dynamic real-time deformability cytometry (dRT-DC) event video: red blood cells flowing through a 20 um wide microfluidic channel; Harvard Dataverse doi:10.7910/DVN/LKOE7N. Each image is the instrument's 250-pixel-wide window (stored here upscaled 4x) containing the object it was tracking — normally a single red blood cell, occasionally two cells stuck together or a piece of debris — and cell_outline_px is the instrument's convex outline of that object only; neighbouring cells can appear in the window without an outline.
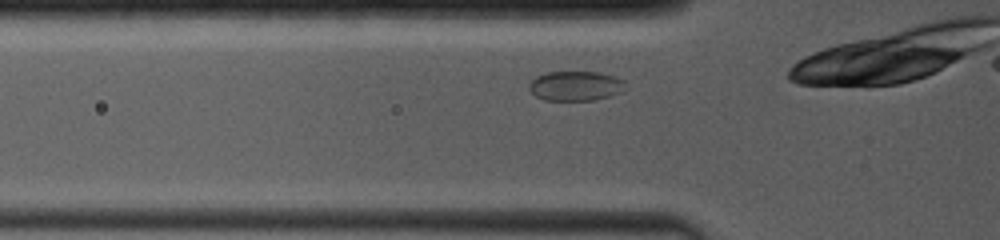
{"species": "common noctule bat (a hibernating species)", "species_latin": "Nyctalus noctula", "temperature_condition": "room temperature", "stored_images_in_passage": 23, "camera_frame_rate_fps": 4000, "um_per_image_px": 0.085, "animal": {"sex": "female", "body_mass_g": 19.0, "forearm_length_mm": 53.3}, "frame": {"image": 1, "passage_image": 4, "time_ms": 0.75, "image_size_px": [1000, 240], "cell_outline_px": [[624, 84], [620, 92], [596, 100], [544, 100], [536, 96], [528, 88], [528, 84], [536, 76], [548, 72], [600, 72], [624, 80]], "centroid_in_image_um": [48.87, 7.3], "position_along_channel_um": 76.9, "area_um2": 16.47}}
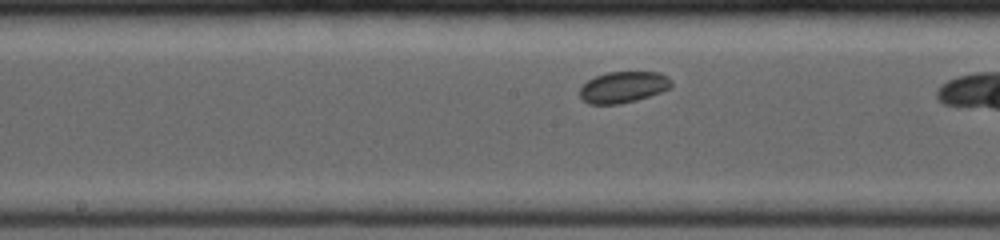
{"frame": {"image": 2, "passage_image": 13, "time_ms": 3.75, "image_size_px": [1000, 240], "cell_outline_px": [[672, 88], [636, 100], [620, 104], [588, 104], [580, 96], [580, 88], [588, 80], [596, 76], [608, 72], [660, 72], [668, 76], [672, 80]], "centroid_in_image_um": [53.01, 7.4], "position_along_channel_um": 195.2, "area_um2": 16.7}}
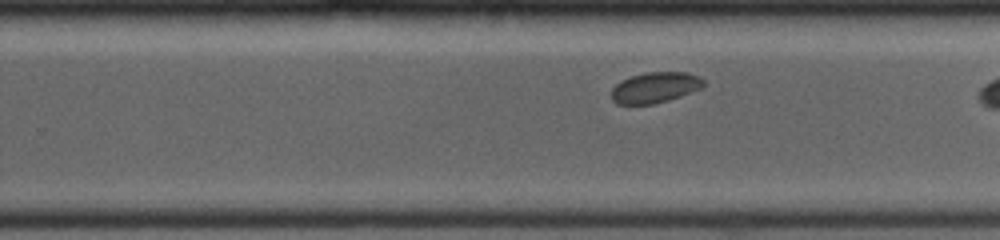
{"frame": {"image": 3, "passage_image": 21, "time_ms": 5.75, "image_size_px": [1000, 240], "cell_outline_px": [[704, 84], [700, 88], [680, 96], [668, 100], [652, 104], [616, 104], [612, 100], [612, 88], [620, 80], [632, 76], [648, 72], [688, 72], [700, 76], [704, 80]], "centroid_in_image_um": [55.67, 7.43], "position_along_channel_um": 274.1, "area_um2": 16.42}}